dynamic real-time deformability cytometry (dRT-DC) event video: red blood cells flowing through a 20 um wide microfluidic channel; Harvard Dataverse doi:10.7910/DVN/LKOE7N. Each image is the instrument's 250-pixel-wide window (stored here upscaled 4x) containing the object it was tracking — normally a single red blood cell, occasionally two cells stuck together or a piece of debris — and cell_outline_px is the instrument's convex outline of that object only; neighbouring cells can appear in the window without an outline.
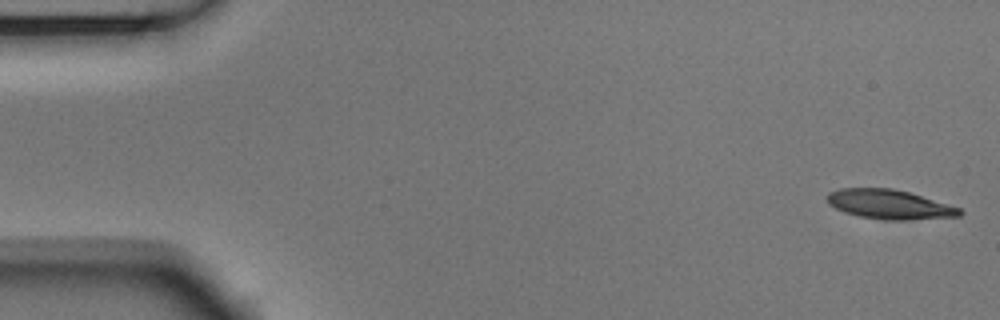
{"species": "Egyptian fruit bat (a non-hibernating species)", "species_latin": "Rousettus aegyptiacus", "temperature_condition": "room temperature", "stored_images_in_passage": 53, "camera_frame_rate_fps": 3000, "um_per_image_px": 0.085, "animal": {"sex": "male"}, "frame": {"image": 1, "passage_image": 1, "time_ms": 0.0, "image_size_px": [1000, 320], "cell_outline_px": [[964, 212], [960, 216], [904, 220], [888, 220], [860, 216], [844, 212], [828, 204], [828, 192], [840, 188], [892, 188], [908, 192], [960, 208]], "centroid_in_image_um": [75.59, 17.37], "position_along_channel_um": 9.4, "area_um2": 22.43}}
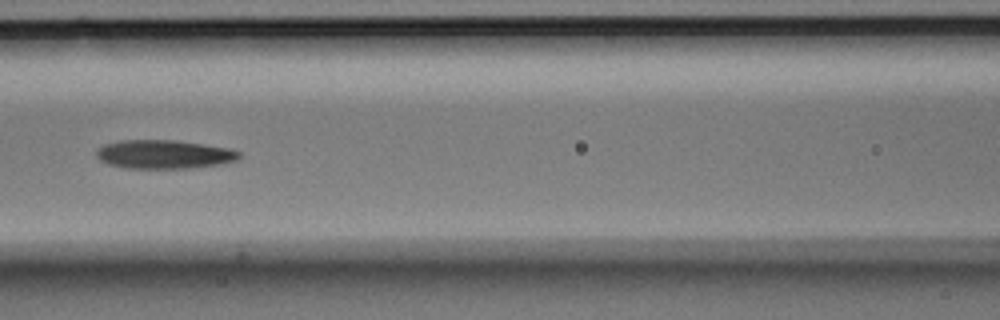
{"frame": {"image": 2, "passage_image": 23, "time_ms": 7.333, "image_size_px": [1000, 320], "cell_outline_px": [[240, 156], [236, 160], [216, 164], [188, 168], [124, 168], [108, 164], [100, 160], [96, 156], [96, 152], [104, 144], [120, 140], [176, 140], [228, 148], [240, 152]], "centroid_in_image_um": [13.89, 13.11], "position_along_channel_um": 152.7, "area_um2": 23.64}}
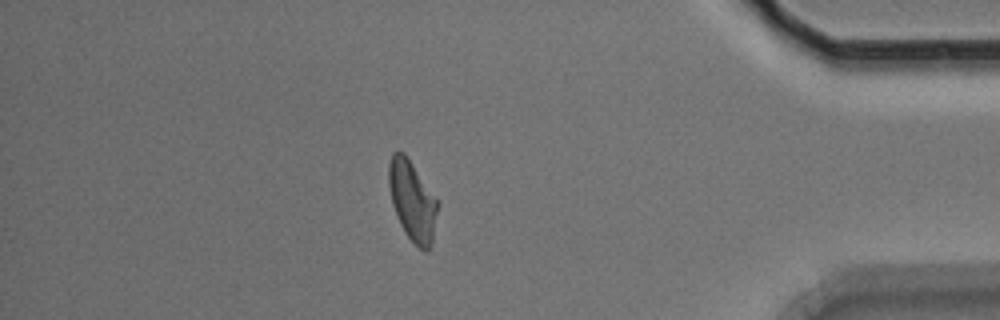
{"frame": {"image": 3, "passage_image": 46, "time_ms": 15.0, "image_size_px": [1000, 320], "cell_outline_px": [[440, 204], [432, 244], [428, 252], [424, 252], [404, 232], [396, 216], [392, 204], [388, 184], [388, 164], [392, 152], [404, 152], [440, 200]], "centroid_in_image_um": [35.08, 17.06], "position_along_channel_um": 400.1, "area_um2": 23.47}, "authors_computed_cell_mechanics": {"area_um2": 23.2356, "velocity_mm_per_s": 3.7206, "shape_relaxation_time_tau1_ms": null, "shape_relaxation_time_tau2_ms": 4.1236, "deformation_change_tau1": null, "deformation_change_tau2": 0.1402}}